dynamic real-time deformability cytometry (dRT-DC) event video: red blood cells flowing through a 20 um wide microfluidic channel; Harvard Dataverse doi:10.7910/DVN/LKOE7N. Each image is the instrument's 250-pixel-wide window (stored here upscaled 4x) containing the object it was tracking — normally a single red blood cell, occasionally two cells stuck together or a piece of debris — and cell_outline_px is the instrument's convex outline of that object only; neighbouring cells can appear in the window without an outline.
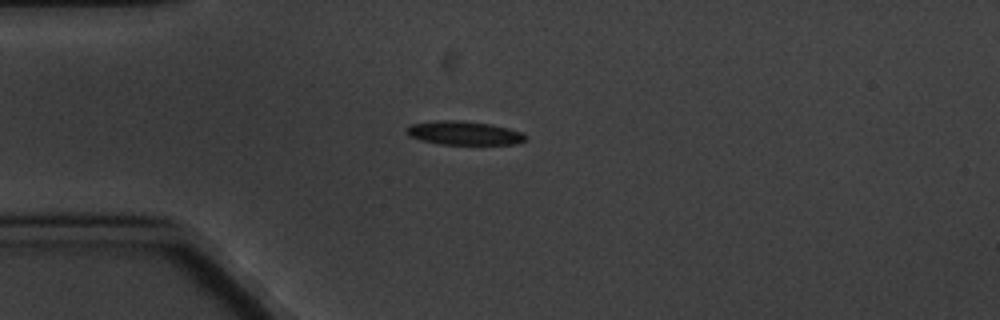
{"species": "common noctule bat (a hibernating species)", "species_latin": "Nyctalus noctula", "temperature_condition": "cold", "stored_images_in_passage": 7, "camera_frame_rate_fps": 3000, "um_per_image_px": 0.085, "animal": {"sex": "male", "body_mass_g": 20.1, "forearm_length_mm": 53.5}, "frame": {"image": 1, "passage_image": 1, "time_ms": 0.0, "image_size_px": [1000, 320], "cell_outline_px": [[524, 140], [512, 144], [440, 144], [420, 140], [408, 136], [404, 128], [408, 124], [436, 120], [456, 120], [488, 124], [508, 128], [520, 132], [524, 136]], "centroid_in_image_um": [39.3, 11.3], "position_along_channel_um": 45.7, "area_um2": 16.3}}
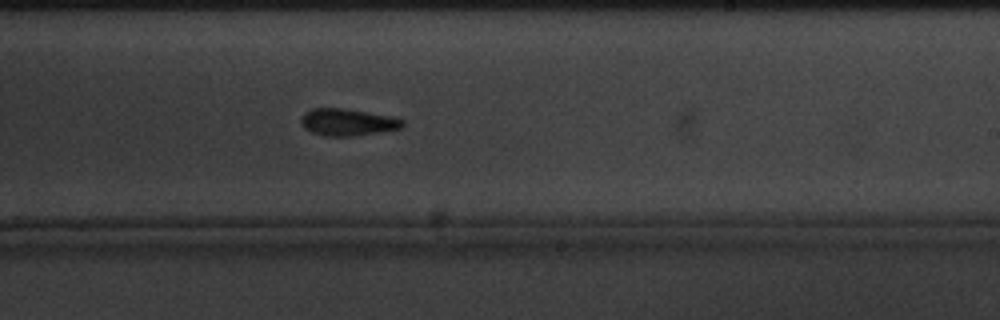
{"frame": {"image": 2, "passage_image": 7, "time_ms": 7.0, "image_size_px": [1000, 320], "cell_outline_px": [[404, 124], [400, 128], [380, 132], [352, 136], [324, 136], [312, 132], [304, 128], [300, 120], [304, 112], [312, 108], [344, 108], [396, 116], [404, 120]], "centroid_in_image_um": [29.56, 10.37], "position_along_channel_um": 259.4, "area_um2": 16.18}}